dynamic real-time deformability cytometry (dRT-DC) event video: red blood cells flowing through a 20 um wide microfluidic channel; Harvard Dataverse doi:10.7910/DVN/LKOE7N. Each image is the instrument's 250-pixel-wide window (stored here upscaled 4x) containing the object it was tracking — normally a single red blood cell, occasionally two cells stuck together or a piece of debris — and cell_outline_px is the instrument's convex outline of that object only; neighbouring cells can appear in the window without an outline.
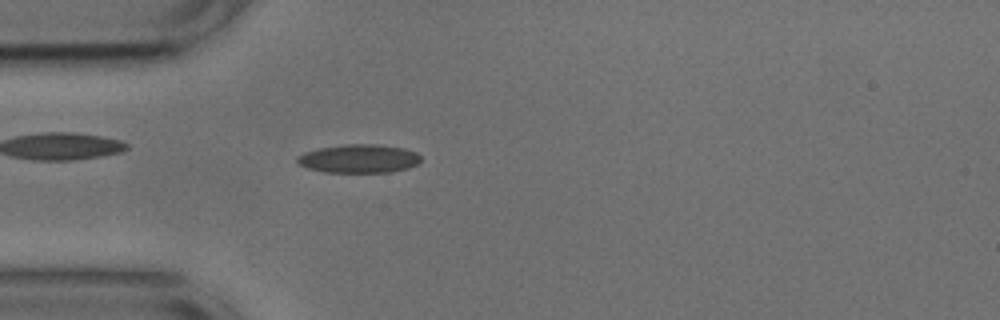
{"species": "common noctule bat (a hibernating species)", "species_latin": "Nyctalus noctula", "temperature_condition": "cold", "stored_images_in_passage": 45, "camera_frame_rate_fps": 3000, "um_per_image_px": 0.085, "animal": {"sex": "male", "body_mass_g": 17.9, "forearm_length_mm": 54.2}, "frame": {"image": 1, "passage_image": 7, "time_ms": 2.0, "image_size_px": [1000, 320], "cell_outline_px": [[420, 160], [416, 164], [408, 168], [392, 172], [324, 172], [308, 168], [300, 164], [296, 160], [296, 156], [304, 152], [320, 148], [344, 144], [376, 144], [404, 148], [416, 152], [420, 156]], "centroid_in_image_um": [30.5, 13.48], "position_along_channel_um": 54.5, "area_um2": 20.52}}
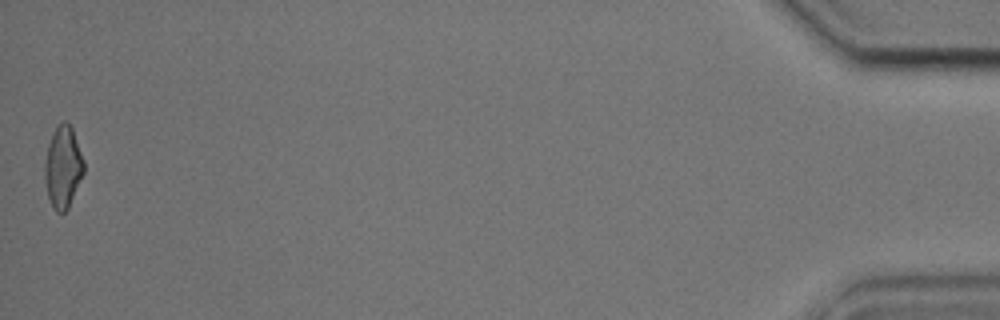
{"frame": {"image": 2, "passage_image": 45, "time_ms": 14.667, "image_size_px": [1000, 320], "cell_outline_px": [[84, 172], [68, 208], [64, 212], [56, 212], [52, 208], [48, 196], [44, 176], [44, 164], [48, 144], [56, 128], [64, 120], [72, 128], [84, 160]], "centroid_in_image_um": [5.35, 14.23], "position_along_channel_um": 429.9, "area_um2": 18.44}, "authors_computed_cell_mechanics": {"area_um2": 19.1896, "velocity_mm_per_s": 3.7556, "shape_relaxation_time_tau1_ms": 9.449, "shape_relaxation_time_tau2_ms": 2.1199, "deformation_change_tau1": 0.1782, "deformation_change_tau2": 0.0892}}